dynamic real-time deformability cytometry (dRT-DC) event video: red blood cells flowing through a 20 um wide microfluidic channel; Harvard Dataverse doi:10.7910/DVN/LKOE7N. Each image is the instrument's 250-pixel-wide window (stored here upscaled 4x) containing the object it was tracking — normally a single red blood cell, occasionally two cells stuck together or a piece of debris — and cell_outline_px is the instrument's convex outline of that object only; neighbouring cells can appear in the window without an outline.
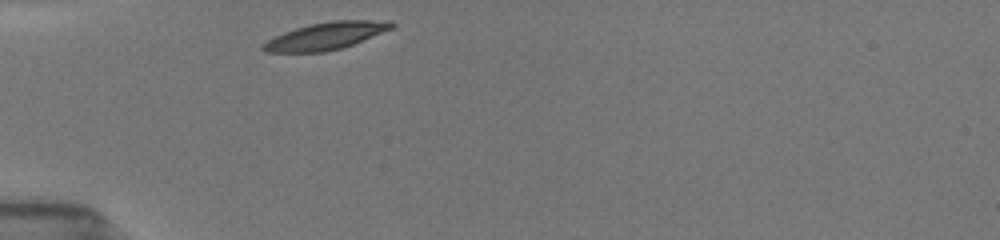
{"species": "common noctule bat (a hibernating species)", "species_latin": "Nyctalus noctula", "temperature_condition": "room temperature", "stored_images_in_passage": 4, "camera_frame_rate_fps": 3000, "um_per_image_px": 0.085, "animal": {"sex": "female", "body_mass_g": 19.5, "forearm_length_mm": 54.1}, "frame": {"image": 1, "passage_image": 1, "time_ms": 0.0, "image_size_px": [1000, 240], "cell_outline_px": [[396, 24], [392, 28], [352, 44], [340, 48], [324, 52], [264, 52], [260, 48], [260, 44], [284, 32], [308, 24], [332, 20], [392, 20]], "centroid_in_image_um": [27.67, 3.04], "position_along_channel_um": 57.3, "area_um2": 20.35}}
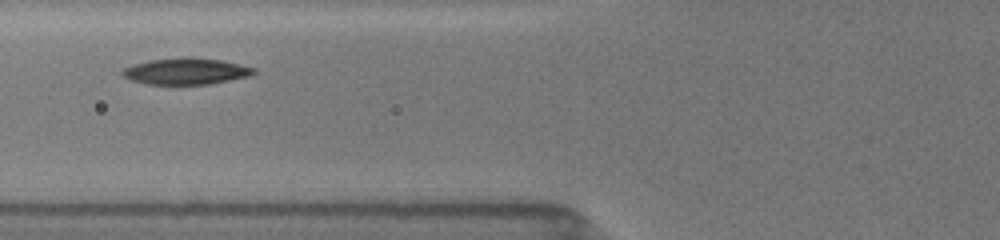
{"frame": {"image": 2, "passage_image": 3, "time_ms": 1.667, "image_size_px": [1000, 240], "cell_outline_px": [[256, 72], [252, 76], [208, 84], [144, 84], [128, 80], [120, 72], [120, 68], [132, 64], [148, 60], [184, 56], [192, 56], [220, 60], [240, 64], [256, 68]], "centroid_in_image_um": [15.76, 6.04], "position_along_channel_um": 110.0, "area_um2": 20.75}}